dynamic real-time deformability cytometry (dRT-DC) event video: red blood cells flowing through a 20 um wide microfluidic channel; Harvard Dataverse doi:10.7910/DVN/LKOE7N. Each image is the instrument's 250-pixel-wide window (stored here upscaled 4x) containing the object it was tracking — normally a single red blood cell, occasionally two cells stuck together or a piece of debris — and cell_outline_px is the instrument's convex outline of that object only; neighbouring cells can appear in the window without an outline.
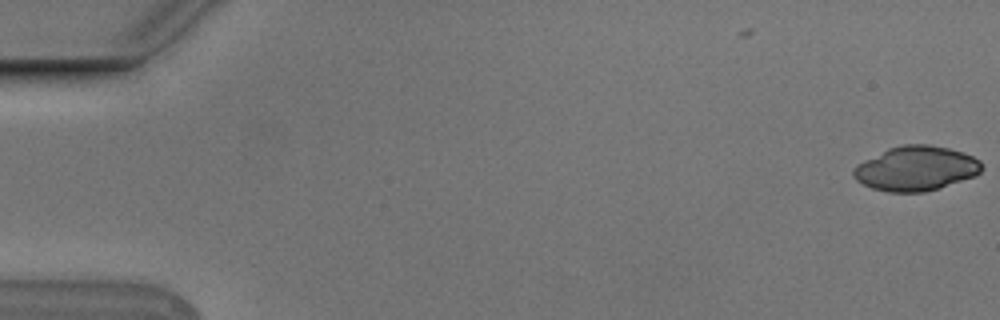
{"species": "Egyptian fruit bat (a non-hibernating species)", "species_latin": "Rousettus aegyptiacus", "temperature_condition": "cold", "stored_images_in_passage": 30, "camera_frame_rate_fps": 3000, "um_per_image_px": 0.085, "animal": {"sex": "male"}, "frame": {"image": 1, "passage_image": 1, "time_ms": 0.0, "image_size_px": [1000, 320], "cell_outline_px": [[984, 168], [976, 176], [924, 192], [888, 192], [872, 188], [856, 180], [852, 176], [852, 172], [856, 164], [888, 148], [900, 144], [928, 144], [948, 148], [964, 152], [980, 160]], "centroid_in_image_um": [77.86, 14.31], "position_along_channel_um": 7.1, "area_um2": 33.47}}